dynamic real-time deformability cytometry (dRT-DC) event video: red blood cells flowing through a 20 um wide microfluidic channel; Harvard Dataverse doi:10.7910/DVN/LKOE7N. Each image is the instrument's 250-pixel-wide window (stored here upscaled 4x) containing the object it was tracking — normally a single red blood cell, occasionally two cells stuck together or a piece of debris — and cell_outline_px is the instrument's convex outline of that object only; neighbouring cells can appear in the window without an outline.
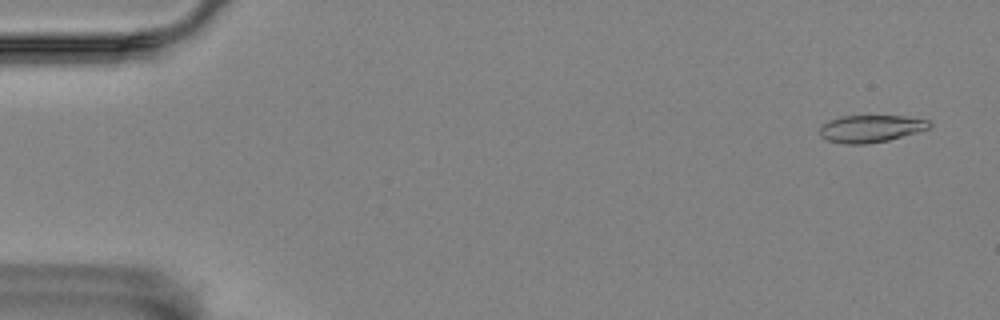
{"species": "Egyptian fruit bat (a non-hibernating species)", "species_latin": "Rousettus aegyptiacus", "temperature_condition": "room temperature", "stored_images_in_passage": 4, "camera_frame_rate_fps": 3000, "um_per_image_px": 0.085, "animal": {"sex": "female"}, "frame": {"image": 1, "passage_image": 1, "time_ms": 0.0, "image_size_px": [1000, 320], "cell_outline_px": [[932, 124], [928, 128], [916, 132], [888, 140], [864, 144], [844, 144], [828, 140], [820, 136], [820, 128], [828, 120], [840, 116], [904, 116], [928, 120]], "centroid_in_image_um": [73.99, 10.93], "position_along_channel_um": 11.0, "area_um2": 17.22}}